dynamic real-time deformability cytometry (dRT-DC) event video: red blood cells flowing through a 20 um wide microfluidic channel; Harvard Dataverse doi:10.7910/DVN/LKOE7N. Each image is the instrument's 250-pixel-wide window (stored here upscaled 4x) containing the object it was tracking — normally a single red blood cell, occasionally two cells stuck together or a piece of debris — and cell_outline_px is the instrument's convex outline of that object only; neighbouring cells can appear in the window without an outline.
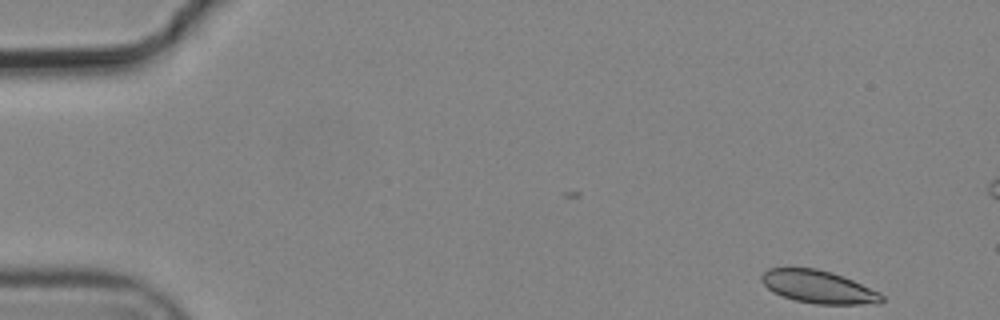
{"species": "common noctule bat (a hibernating species)", "species_latin": "Nyctalus noctula", "temperature_condition": "cold", "stored_images_in_passage": 53, "camera_frame_rate_fps": 3000, "um_per_image_px": 0.085, "animal": {"sex": "male", "body_mass_g": 19.2, "forearm_length_mm": 51.8}, "frame": {"image": 1, "passage_image": 1, "time_ms": 0.0, "image_size_px": [1000, 320], "cell_outline_px": [[884, 300], [880, 304], [816, 304], [796, 300], [780, 296], [772, 292], [760, 280], [760, 276], [768, 268], [816, 268], [832, 272], [844, 276], [880, 292], [884, 296]], "centroid_in_image_um": [69.58, 24.39], "position_along_channel_um": 15.4, "area_um2": 23.18}}
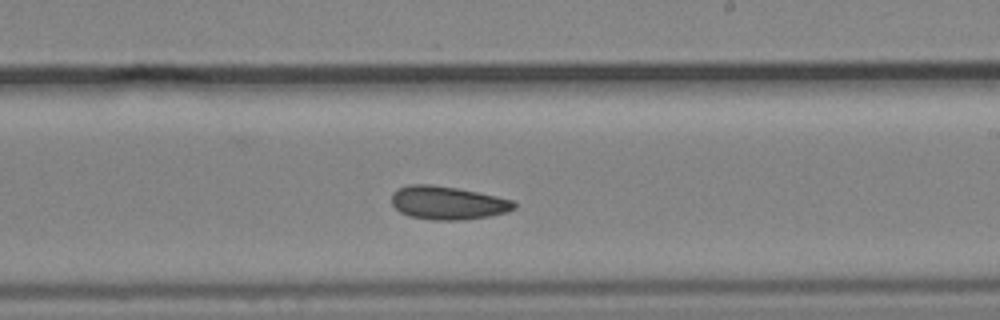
{"frame": {"image": 2, "passage_image": 30, "time_ms": 9.667, "image_size_px": [1000, 320], "cell_outline_px": [[516, 208], [508, 212], [488, 216], [460, 220], [432, 220], [408, 216], [400, 212], [392, 204], [392, 192], [396, 188], [412, 184], [432, 184], [456, 188], [496, 196], [512, 200], [516, 204]], "centroid_in_image_um": [38.03, 17.24], "position_along_channel_um": 251.0, "area_um2": 23.81}}
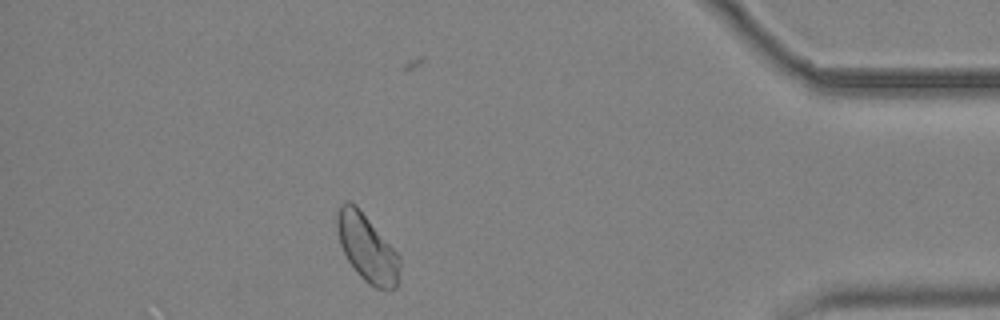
{"frame": {"image": 3, "passage_image": 46, "time_ms": 15.0, "image_size_px": [1000, 320], "cell_outline_px": [[400, 268], [396, 288], [376, 288], [368, 284], [356, 272], [348, 260], [340, 244], [336, 228], [336, 216], [340, 204], [344, 200], [348, 200], [356, 204], [400, 256]], "centroid_in_image_um": [31.18, 21.05], "position_along_channel_um": 404.0, "area_um2": 24.57}, "authors_computed_cell_mechanics": {"area_um2": 23.8714, "velocity_mm_per_s": 3.6937, "shape_relaxation_time_tau1_ms": null, "shape_relaxation_time_tau2_ms": 6.6963, "deformation_change_tau1": null, "deformation_change_tau2": 0.0943}}